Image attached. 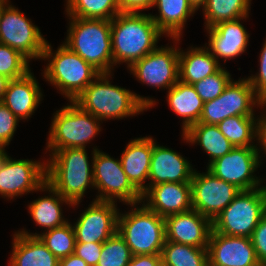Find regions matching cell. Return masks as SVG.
Returning a JSON list of instances; mask_svg holds the SVG:
<instances>
[{
  "label": "cell",
  "mask_w": 266,
  "mask_h": 266,
  "mask_svg": "<svg viewBox=\"0 0 266 266\" xmlns=\"http://www.w3.org/2000/svg\"><path fill=\"white\" fill-rule=\"evenodd\" d=\"M109 77L112 73H101L73 102L101 121L133 117L156 105L152 98L111 84Z\"/></svg>",
  "instance_id": "6da1fadb"
},
{
  "label": "cell",
  "mask_w": 266,
  "mask_h": 266,
  "mask_svg": "<svg viewBox=\"0 0 266 266\" xmlns=\"http://www.w3.org/2000/svg\"><path fill=\"white\" fill-rule=\"evenodd\" d=\"M163 33L150 14L120 12L111 20L113 66L135 62L154 51Z\"/></svg>",
  "instance_id": "7a4b0ae2"
},
{
  "label": "cell",
  "mask_w": 266,
  "mask_h": 266,
  "mask_svg": "<svg viewBox=\"0 0 266 266\" xmlns=\"http://www.w3.org/2000/svg\"><path fill=\"white\" fill-rule=\"evenodd\" d=\"M46 161V182L72 206L79 205L87 188H95L93 165L85 148H67L49 154ZM91 164V165H90Z\"/></svg>",
  "instance_id": "3957f363"
},
{
  "label": "cell",
  "mask_w": 266,
  "mask_h": 266,
  "mask_svg": "<svg viewBox=\"0 0 266 266\" xmlns=\"http://www.w3.org/2000/svg\"><path fill=\"white\" fill-rule=\"evenodd\" d=\"M69 18L64 45L100 73L113 70L111 20Z\"/></svg>",
  "instance_id": "277c9868"
},
{
  "label": "cell",
  "mask_w": 266,
  "mask_h": 266,
  "mask_svg": "<svg viewBox=\"0 0 266 266\" xmlns=\"http://www.w3.org/2000/svg\"><path fill=\"white\" fill-rule=\"evenodd\" d=\"M52 51L47 41L41 60L49 63L43 77L69 102L74 101L101 73L64 44Z\"/></svg>",
  "instance_id": "5b68a950"
},
{
  "label": "cell",
  "mask_w": 266,
  "mask_h": 266,
  "mask_svg": "<svg viewBox=\"0 0 266 266\" xmlns=\"http://www.w3.org/2000/svg\"><path fill=\"white\" fill-rule=\"evenodd\" d=\"M131 204V210L118 213L117 233L132 255H161L166 241L165 218L144 204Z\"/></svg>",
  "instance_id": "8992f818"
},
{
  "label": "cell",
  "mask_w": 266,
  "mask_h": 266,
  "mask_svg": "<svg viewBox=\"0 0 266 266\" xmlns=\"http://www.w3.org/2000/svg\"><path fill=\"white\" fill-rule=\"evenodd\" d=\"M102 121L82 110L76 103L53 114L48 135L47 148L51 154L60 149L85 148L101 131Z\"/></svg>",
  "instance_id": "52a82bcc"
},
{
  "label": "cell",
  "mask_w": 266,
  "mask_h": 266,
  "mask_svg": "<svg viewBox=\"0 0 266 266\" xmlns=\"http://www.w3.org/2000/svg\"><path fill=\"white\" fill-rule=\"evenodd\" d=\"M266 212V195L261 187L241 191L212 221L214 232L251 237Z\"/></svg>",
  "instance_id": "ba28073f"
},
{
  "label": "cell",
  "mask_w": 266,
  "mask_h": 266,
  "mask_svg": "<svg viewBox=\"0 0 266 266\" xmlns=\"http://www.w3.org/2000/svg\"><path fill=\"white\" fill-rule=\"evenodd\" d=\"M93 181L98 196L94 200L123 202L126 205L140 204L142 194L131 184L125 174L121 160L94 147L92 151Z\"/></svg>",
  "instance_id": "9c48e42d"
},
{
  "label": "cell",
  "mask_w": 266,
  "mask_h": 266,
  "mask_svg": "<svg viewBox=\"0 0 266 266\" xmlns=\"http://www.w3.org/2000/svg\"><path fill=\"white\" fill-rule=\"evenodd\" d=\"M255 105L262 107L249 80H232L221 95L204 103L199 123L217 125L230 116H255Z\"/></svg>",
  "instance_id": "30bf717a"
},
{
  "label": "cell",
  "mask_w": 266,
  "mask_h": 266,
  "mask_svg": "<svg viewBox=\"0 0 266 266\" xmlns=\"http://www.w3.org/2000/svg\"><path fill=\"white\" fill-rule=\"evenodd\" d=\"M0 43L19 51L30 61L42 59L47 40L31 19L9 4L0 25Z\"/></svg>",
  "instance_id": "8fae6325"
},
{
  "label": "cell",
  "mask_w": 266,
  "mask_h": 266,
  "mask_svg": "<svg viewBox=\"0 0 266 266\" xmlns=\"http://www.w3.org/2000/svg\"><path fill=\"white\" fill-rule=\"evenodd\" d=\"M261 161L256 147H235L206 167L217 178L245 191L259 188L263 184L264 180L254 175Z\"/></svg>",
  "instance_id": "7c38bea8"
},
{
  "label": "cell",
  "mask_w": 266,
  "mask_h": 266,
  "mask_svg": "<svg viewBox=\"0 0 266 266\" xmlns=\"http://www.w3.org/2000/svg\"><path fill=\"white\" fill-rule=\"evenodd\" d=\"M46 182V163L12 159L6 152L0 161V195L13 199L40 190Z\"/></svg>",
  "instance_id": "4fadbf2b"
},
{
  "label": "cell",
  "mask_w": 266,
  "mask_h": 266,
  "mask_svg": "<svg viewBox=\"0 0 266 266\" xmlns=\"http://www.w3.org/2000/svg\"><path fill=\"white\" fill-rule=\"evenodd\" d=\"M192 209L213 221L241 192L239 188L214 176L210 171L194 170L191 180Z\"/></svg>",
  "instance_id": "5bb4252c"
},
{
  "label": "cell",
  "mask_w": 266,
  "mask_h": 266,
  "mask_svg": "<svg viewBox=\"0 0 266 266\" xmlns=\"http://www.w3.org/2000/svg\"><path fill=\"white\" fill-rule=\"evenodd\" d=\"M179 50L171 45L157 47L135 62L129 70L140 83L169 90L179 81Z\"/></svg>",
  "instance_id": "9a60e30c"
},
{
  "label": "cell",
  "mask_w": 266,
  "mask_h": 266,
  "mask_svg": "<svg viewBox=\"0 0 266 266\" xmlns=\"http://www.w3.org/2000/svg\"><path fill=\"white\" fill-rule=\"evenodd\" d=\"M74 223L76 243H103L117 232V203L93 200Z\"/></svg>",
  "instance_id": "2e32d148"
},
{
  "label": "cell",
  "mask_w": 266,
  "mask_h": 266,
  "mask_svg": "<svg viewBox=\"0 0 266 266\" xmlns=\"http://www.w3.org/2000/svg\"><path fill=\"white\" fill-rule=\"evenodd\" d=\"M209 266H257L260 264L250 237L229 236L211 230Z\"/></svg>",
  "instance_id": "e0dca14e"
},
{
  "label": "cell",
  "mask_w": 266,
  "mask_h": 266,
  "mask_svg": "<svg viewBox=\"0 0 266 266\" xmlns=\"http://www.w3.org/2000/svg\"><path fill=\"white\" fill-rule=\"evenodd\" d=\"M212 221L194 209L165 217L166 241L207 248Z\"/></svg>",
  "instance_id": "ac0fdd59"
},
{
  "label": "cell",
  "mask_w": 266,
  "mask_h": 266,
  "mask_svg": "<svg viewBox=\"0 0 266 266\" xmlns=\"http://www.w3.org/2000/svg\"><path fill=\"white\" fill-rule=\"evenodd\" d=\"M182 156L168 147L160 146L153 138L148 177L150 182L146 184V190L160 183H190L195 169Z\"/></svg>",
  "instance_id": "d6986e66"
},
{
  "label": "cell",
  "mask_w": 266,
  "mask_h": 266,
  "mask_svg": "<svg viewBox=\"0 0 266 266\" xmlns=\"http://www.w3.org/2000/svg\"><path fill=\"white\" fill-rule=\"evenodd\" d=\"M141 202L164 218L188 211L192 209L191 183L167 182L150 186L142 194Z\"/></svg>",
  "instance_id": "ffe728a7"
},
{
  "label": "cell",
  "mask_w": 266,
  "mask_h": 266,
  "mask_svg": "<svg viewBox=\"0 0 266 266\" xmlns=\"http://www.w3.org/2000/svg\"><path fill=\"white\" fill-rule=\"evenodd\" d=\"M224 21L206 29L209 34L208 47L213 57L219 62V57L228 59L238 57L246 51L249 43V33L242 25L241 20Z\"/></svg>",
  "instance_id": "44dd1931"
},
{
  "label": "cell",
  "mask_w": 266,
  "mask_h": 266,
  "mask_svg": "<svg viewBox=\"0 0 266 266\" xmlns=\"http://www.w3.org/2000/svg\"><path fill=\"white\" fill-rule=\"evenodd\" d=\"M42 97L39 82L29 71L24 77L9 81L1 102L20 120H27L35 113Z\"/></svg>",
  "instance_id": "7402d4cb"
},
{
  "label": "cell",
  "mask_w": 266,
  "mask_h": 266,
  "mask_svg": "<svg viewBox=\"0 0 266 266\" xmlns=\"http://www.w3.org/2000/svg\"><path fill=\"white\" fill-rule=\"evenodd\" d=\"M121 154L123 170L131 184L143 194L146 191V180L149 177L153 138L139 137L130 142Z\"/></svg>",
  "instance_id": "603a6c76"
},
{
  "label": "cell",
  "mask_w": 266,
  "mask_h": 266,
  "mask_svg": "<svg viewBox=\"0 0 266 266\" xmlns=\"http://www.w3.org/2000/svg\"><path fill=\"white\" fill-rule=\"evenodd\" d=\"M153 7H157L159 15L150 14L152 20L175 44L180 41L188 17L197 12L189 0H154Z\"/></svg>",
  "instance_id": "cb8c5ba5"
},
{
  "label": "cell",
  "mask_w": 266,
  "mask_h": 266,
  "mask_svg": "<svg viewBox=\"0 0 266 266\" xmlns=\"http://www.w3.org/2000/svg\"><path fill=\"white\" fill-rule=\"evenodd\" d=\"M9 266H59L55 257L38 236L13 234Z\"/></svg>",
  "instance_id": "d4e9b609"
},
{
  "label": "cell",
  "mask_w": 266,
  "mask_h": 266,
  "mask_svg": "<svg viewBox=\"0 0 266 266\" xmlns=\"http://www.w3.org/2000/svg\"><path fill=\"white\" fill-rule=\"evenodd\" d=\"M40 191H46L48 196L40 197L28 205V212L35 221L36 225L46 230L54 229L69 222L64 218L62 206L65 203L72 207V203L62 197L50 184L45 182ZM62 205V206H61Z\"/></svg>",
  "instance_id": "484cf974"
},
{
  "label": "cell",
  "mask_w": 266,
  "mask_h": 266,
  "mask_svg": "<svg viewBox=\"0 0 266 266\" xmlns=\"http://www.w3.org/2000/svg\"><path fill=\"white\" fill-rule=\"evenodd\" d=\"M204 47H190L186 52L179 50V81L192 85L216 73L222 66Z\"/></svg>",
  "instance_id": "4316f807"
},
{
  "label": "cell",
  "mask_w": 266,
  "mask_h": 266,
  "mask_svg": "<svg viewBox=\"0 0 266 266\" xmlns=\"http://www.w3.org/2000/svg\"><path fill=\"white\" fill-rule=\"evenodd\" d=\"M167 102L170 109L182 117V133L191 125L198 123L202 109L203 100L192 85L178 81L167 92Z\"/></svg>",
  "instance_id": "83f0119b"
},
{
  "label": "cell",
  "mask_w": 266,
  "mask_h": 266,
  "mask_svg": "<svg viewBox=\"0 0 266 266\" xmlns=\"http://www.w3.org/2000/svg\"><path fill=\"white\" fill-rule=\"evenodd\" d=\"M182 137L189 145L191 143L201 146L210 157L208 165L235 148L217 125L195 123L182 133Z\"/></svg>",
  "instance_id": "f1b7e54d"
},
{
  "label": "cell",
  "mask_w": 266,
  "mask_h": 266,
  "mask_svg": "<svg viewBox=\"0 0 266 266\" xmlns=\"http://www.w3.org/2000/svg\"><path fill=\"white\" fill-rule=\"evenodd\" d=\"M251 0H208L202 8L205 29L224 21L249 17Z\"/></svg>",
  "instance_id": "f546056e"
},
{
  "label": "cell",
  "mask_w": 266,
  "mask_h": 266,
  "mask_svg": "<svg viewBox=\"0 0 266 266\" xmlns=\"http://www.w3.org/2000/svg\"><path fill=\"white\" fill-rule=\"evenodd\" d=\"M256 121V116H230L217 126L234 147H256Z\"/></svg>",
  "instance_id": "4dcf8cb0"
},
{
  "label": "cell",
  "mask_w": 266,
  "mask_h": 266,
  "mask_svg": "<svg viewBox=\"0 0 266 266\" xmlns=\"http://www.w3.org/2000/svg\"><path fill=\"white\" fill-rule=\"evenodd\" d=\"M162 266H208L207 248L165 241L162 252Z\"/></svg>",
  "instance_id": "1f68e13d"
},
{
  "label": "cell",
  "mask_w": 266,
  "mask_h": 266,
  "mask_svg": "<svg viewBox=\"0 0 266 266\" xmlns=\"http://www.w3.org/2000/svg\"><path fill=\"white\" fill-rule=\"evenodd\" d=\"M68 17L112 20L120 13L118 0H66Z\"/></svg>",
  "instance_id": "d6a6232c"
},
{
  "label": "cell",
  "mask_w": 266,
  "mask_h": 266,
  "mask_svg": "<svg viewBox=\"0 0 266 266\" xmlns=\"http://www.w3.org/2000/svg\"><path fill=\"white\" fill-rule=\"evenodd\" d=\"M71 222H67L65 225L47 230L43 233H29L22 229L18 230L19 233L28 236H38L45 244L48 250L58 259L64 258L73 254L75 251V232Z\"/></svg>",
  "instance_id": "836d02e7"
},
{
  "label": "cell",
  "mask_w": 266,
  "mask_h": 266,
  "mask_svg": "<svg viewBox=\"0 0 266 266\" xmlns=\"http://www.w3.org/2000/svg\"><path fill=\"white\" fill-rule=\"evenodd\" d=\"M132 254L125 240L116 232L103 242L96 266H128Z\"/></svg>",
  "instance_id": "e575fe53"
},
{
  "label": "cell",
  "mask_w": 266,
  "mask_h": 266,
  "mask_svg": "<svg viewBox=\"0 0 266 266\" xmlns=\"http://www.w3.org/2000/svg\"><path fill=\"white\" fill-rule=\"evenodd\" d=\"M29 71V60L19 51L0 43V74L10 80L24 77Z\"/></svg>",
  "instance_id": "d590c367"
},
{
  "label": "cell",
  "mask_w": 266,
  "mask_h": 266,
  "mask_svg": "<svg viewBox=\"0 0 266 266\" xmlns=\"http://www.w3.org/2000/svg\"><path fill=\"white\" fill-rule=\"evenodd\" d=\"M231 81L230 73L225 67H221L216 73L192 84V86L205 103L221 95Z\"/></svg>",
  "instance_id": "8d00e7d4"
},
{
  "label": "cell",
  "mask_w": 266,
  "mask_h": 266,
  "mask_svg": "<svg viewBox=\"0 0 266 266\" xmlns=\"http://www.w3.org/2000/svg\"><path fill=\"white\" fill-rule=\"evenodd\" d=\"M19 118L0 101V146L6 147L12 141Z\"/></svg>",
  "instance_id": "74e56055"
},
{
  "label": "cell",
  "mask_w": 266,
  "mask_h": 266,
  "mask_svg": "<svg viewBox=\"0 0 266 266\" xmlns=\"http://www.w3.org/2000/svg\"><path fill=\"white\" fill-rule=\"evenodd\" d=\"M259 65L260 68L259 72L256 73L257 75L251 74L247 79L256 95L262 100L266 96V39L259 55Z\"/></svg>",
  "instance_id": "f35d334b"
},
{
  "label": "cell",
  "mask_w": 266,
  "mask_h": 266,
  "mask_svg": "<svg viewBox=\"0 0 266 266\" xmlns=\"http://www.w3.org/2000/svg\"><path fill=\"white\" fill-rule=\"evenodd\" d=\"M260 263H266V212L250 237Z\"/></svg>",
  "instance_id": "ab89813d"
},
{
  "label": "cell",
  "mask_w": 266,
  "mask_h": 266,
  "mask_svg": "<svg viewBox=\"0 0 266 266\" xmlns=\"http://www.w3.org/2000/svg\"><path fill=\"white\" fill-rule=\"evenodd\" d=\"M103 243H76L74 254L88 266H96L101 255Z\"/></svg>",
  "instance_id": "60d3db41"
},
{
  "label": "cell",
  "mask_w": 266,
  "mask_h": 266,
  "mask_svg": "<svg viewBox=\"0 0 266 266\" xmlns=\"http://www.w3.org/2000/svg\"><path fill=\"white\" fill-rule=\"evenodd\" d=\"M120 12L140 13L153 8L154 0H118Z\"/></svg>",
  "instance_id": "b9f144b4"
},
{
  "label": "cell",
  "mask_w": 266,
  "mask_h": 266,
  "mask_svg": "<svg viewBox=\"0 0 266 266\" xmlns=\"http://www.w3.org/2000/svg\"><path fill=\"white\" fill-rule=\"evenodd\" d=\"M266 110V108H265ZM266 113V111H264ZM256 140H258V144H256V149L259 154L260 159L262 158L260 153H265L266 155V114L260 115L256 121ZM257 145L262 146L261 148L257 147ZM261 151H260V150Z\"/></svg>",
  "instance_id": "7bdbcfd3"
},
{
  "label": "cell",
  "mask_w": 266,
  "mask_h": 266,
  "mask_svg": "<svg viewBox=\"0 0 266 266\" xmlns=\"http://www.w3.org/2000/svg\"><path fill=\"white\" fill-rule=\"evenodd\" d=\"M128 266H162L161 255H132Z\"/></svg>",
  "instance_id": "ee69618b"
},
{
  "label": "cell",
  "mask_w": 266,
  "mask_h": 266,
  "mask_svg": "<svg viewBox=\"0 0 266 266\" xmlns=\"http://www.w3.org/2000/svg\"><path fill=\"white\" fill-rule=\"evenodd\" d=\"M59 266H88L87 263L77 255L70 254L67 257L59 259Z\"/></svg>",
  "instance_id": "f6af8a7d"
},
{
  "label": "cell",
  "mask_w": 266,
  "mask_h": 266,
  "mask_svg": "<svg viewBox=\"0 0 266 266\" xmlns=\"http://www.w3.org/2000/svg\"><path fill=\"white\" fill-rule=\"evenodd\" d=\"M9 81H10L9 78L0 74V101L2 100V98L6 92Z\"/></svg>",
  "instance_id": "bcb514c9"
},
{
  "label": "cell",
  "mask_w": 266,
  "mask_h": 266,
  "mask_svg": "<svg viewBox=\"0 0 266 266\" xmlns=\"http://www.w3.org/2000/svg\"><path fill=\"white\" fill-rule=\"evenodd\" d=\"M208 0H189L192 7L197 11L199 8H203Z\"/></svg>",
  "instance_id": "7dc6e473"
},
{
  "label": "cell",
  "mask_w": 266,
  "mask_h": 266,
  "mask_svg": "<svg viewBox=\"0 0 266 266\" xmlns=\"http://www.w3.org/2000/svg\"><path fill=\"white\" fill-rule=\"evenodd\" d=\"M8 5H9V4L0 1V25H1V21H2L3 14H4V10H5V8H6Z\"/></svg>",
  "instance_id": "c3c4849f"
},
{
  "label": "cell",
  "mask_w": 266,
  "mask_h": 266,
  "mask_svg": "<svg viewBox=\"0 0 266 266\" xmlns=\"http://www.w3.org/2000/svg\"><path fill=\"white\" fill-rule=\"evenodd\" d=\"M6 154V150L4 147L0 146V161L3 158V156Z\"/></svg>",
  "instance_id": "681fc988"
},
{
  "label": "cell",
  "mask_w": 266,
  "mask_h": 266,
  "mask_svg": "<svg viewBox=\"0 0 266 266\" xmlns=\"http://www.w3.org/2000/svg\"><path fill=\"white\" fill-rule=\"evenodd\" d=\"M261 105H262L261 109L262 108L264 109V107L266 106V96L261 100Z\"/></svg>",
  "instance_id": "f907efd6"
},
{
  "label": "cell",
  "mask_w": 266,
  "mask_h": 266,
  "mask_svg": "<svg viewBox=\"0 0 266 266\" xmlns=\"http://www.w3.org/2000/svg\"><path fill=\"white\" fill-rule=\"evenodd\" d=\"M261 189H262L263 193L266 195V184H265V186L261 185Z\"/></svg>",
  "instance_id": "816d5d0a"
},
{
  "label": "cell",
  "mask_w": 266,
  "mask_h": 266,
  "mask_svg": "<svg viewBox=\"0 0 266 266\" xmlns=\"http://www.w3.org/2000/svg\"><path fill=\"white\" fill-rule=\"evenodd\" d=\"M1 2H5L7 4H10V0H0Z\"/></svg>",
  "instance_id": "f5cc1de1"
},
{
  "label": "cell",
  "mask_w": 266,
  "mask_h": 266,
  "mask_svg": "<svg viewBox=\"0 0 266 266\" xmlns=\"http://www.w3.org/2000/svg\"><path fill=\"white\" fill-rule=\"evenodd\" d=\"M257 266H266V263H260Z\"/></svg>",
  "instance_id": "db71d44e"
}]
</instances>
